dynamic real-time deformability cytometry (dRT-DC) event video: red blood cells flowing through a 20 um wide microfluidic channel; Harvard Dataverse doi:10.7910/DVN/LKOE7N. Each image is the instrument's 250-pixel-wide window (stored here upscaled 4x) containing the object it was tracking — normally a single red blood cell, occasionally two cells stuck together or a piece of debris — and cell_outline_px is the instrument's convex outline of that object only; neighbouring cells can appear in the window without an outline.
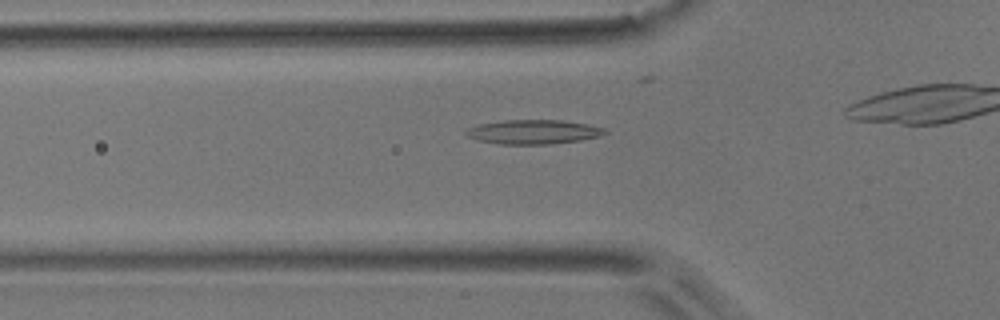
{"species": "common noctule bat (a hibernating species)", "species_latin": "Nyctalus noctula", "temperature_condition": "room temperature", "stored_images_in_passage": 29, "camera_frame_rate_fps": 3000, "um_per_image_px": 0.085, "animal": {"sex": "male", "body_mass_g": 17.9}, "frame": {"image": 1, "passage_image": 4, "time_ms": 1.0, "image_size_px": [1000, 320], "cell_outline_px": [[608, 132], [600, 136], [580, 140], [548, 144], [500, 144], [476, 140], [468, 136], [464, 132], [468, 128], [480, 124], [504, 120], [564, 120], [588, 124], [608, 128]], "centroid_in_image_um": [45.38, 11.2], "position_along_channel_um": 80.4, "area_um2": 19.71}}
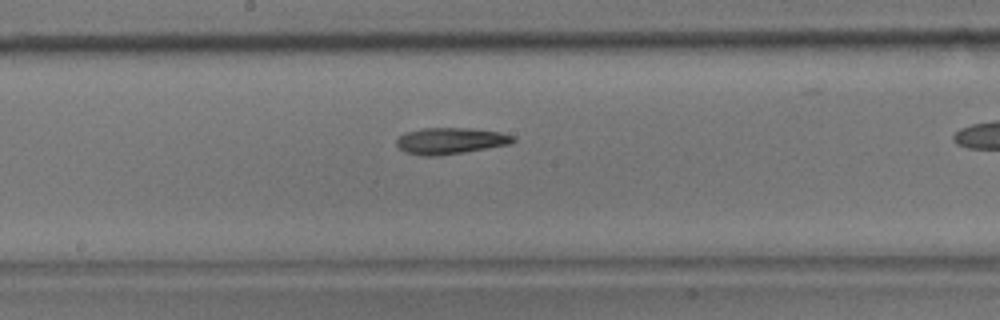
{"frame": {"image": 2, "passage_image": 14, "time_ms": 4.333, "image_size_px": [1000, 320], "cell_outline_px": [[516, 140], [508, 144], [464, 152], [436, 156], [420, 156], [404, 152], [396, 144], [396, 140], [404, 132], [424, 128], [468, 128], [500, 132], [516, 136]], "centroid_in_image_um": [38.26, 11.97], "position_along_channel_um": 209.9, "area_um2": 17.92}}
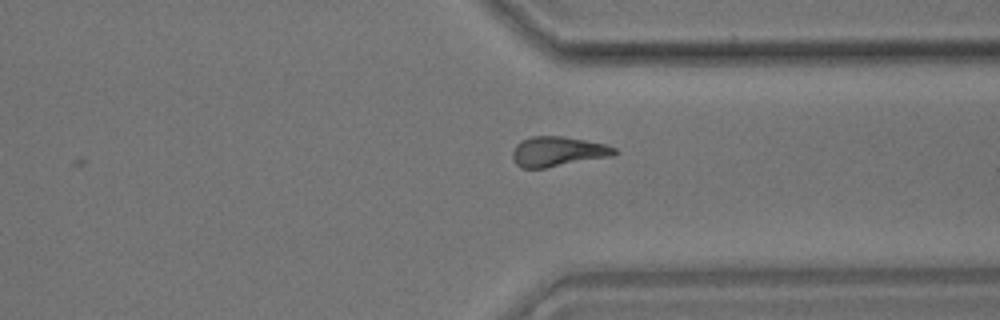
{"frame": {"image": 3, "passage_image": 26, "time_ms": 8.333, "image_size_px": [1000, 320], "cell_outline_px": [[616, 152], [612, 156], [544, 168], [520, 168], [516, 164], [512, 156], [512, 152], [516, 144], [520, 140], [532, 136], [564, 136], [604, 144], [616, 148]], "centroid_in_image_um": [47.37, 12.87], "position_along_channel_um": 364.0, "area_um2": 17.69}, "authors_computed_cell_mechanics": {"area_um2": 17.6868, "velocity_mm_per_s": 3.8627, "shape_relaxation_time_tau1_ms": 9.3218, "shape_relaxation_time_tau2_ms": 6.3533, "deformation_change_tau1": 0.2319, "deformation_change_tau2": 0.171}}